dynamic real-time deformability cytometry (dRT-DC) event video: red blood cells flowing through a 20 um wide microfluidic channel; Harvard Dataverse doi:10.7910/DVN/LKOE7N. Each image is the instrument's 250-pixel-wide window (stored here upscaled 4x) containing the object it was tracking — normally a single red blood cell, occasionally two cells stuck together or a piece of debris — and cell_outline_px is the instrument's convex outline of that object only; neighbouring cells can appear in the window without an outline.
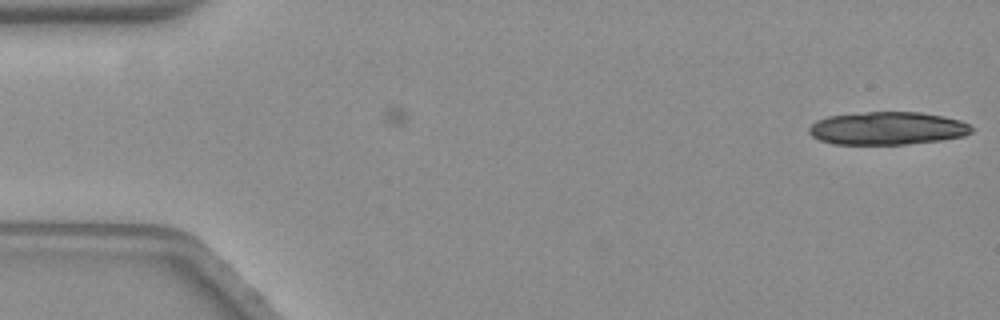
{"species": "common noctule bat (a hibernating species)", "species_latin": "Nyctalus noctula", "temperature_condition": "warm", "stored_images_in_passage": 9, "camera_frame_rate_fps": 3000, "um_per_image_px": 0.085, "animal": {"sex": "female", "body_mass_g": 19.3, "forearm_length_mm": 54.1}, "frame": {"image": 1, "passage_image": 9, "time_ms": 2.667, "image_size_px": [1000, 320], "cell_outline_px": [[972, 132], [964, 136], [940, 140], [904, 144], [836, 144], [820, 140], [812, 136], [808, 132], [808, 128], [816, 120], [828, 116], [868, 112], [920, 112], [944, 116], [960, 120], [968, 124], [972, 128]], "centroid_in_image_um": [75.42, 10.9], "position_along_channel_um": 9.6, "area_um2": 31.1}}